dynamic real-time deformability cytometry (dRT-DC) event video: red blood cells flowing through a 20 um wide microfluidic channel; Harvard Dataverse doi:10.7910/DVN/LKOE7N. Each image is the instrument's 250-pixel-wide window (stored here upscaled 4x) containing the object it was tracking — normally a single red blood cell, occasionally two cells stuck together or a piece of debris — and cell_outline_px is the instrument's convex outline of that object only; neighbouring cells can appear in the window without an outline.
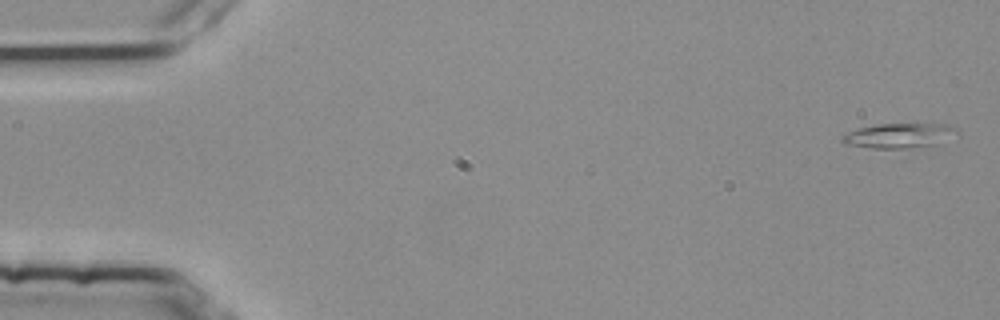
{"species": "common noctule bat (a hibernating species)", "species_latin": "Nyctalus noctula", "temperature_condition": "room temperature", "stored_images_in_passage": 4, "camera_frame_rate_fps": 3000, "um_per_image_px": 0.085, "animal": {"sex": "female", "body_mass_g": 25.1}, "frame": {"image": 1, "passage_image": 1, "time_ms": 0.0, "image_size_px": [1000, 320], "cell_outline_px": [[960, 132], [932, 144], [904, 148], [872, 148], [844, 144], [840, 140], [840, 136], [848, 132], [860, 128], [876, 124], [916, 120], [944, 124], [956, 128]], "centroid_in_image_um": [76.39, 11.45], "position_along_channel_um": 8.6, "area_um2": 17.11}}
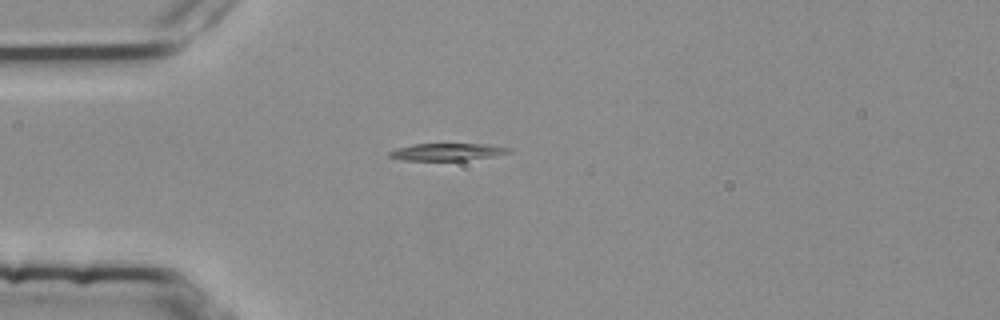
{"frame": {"image": 2, "passage_image": 4, "time_ms": 1.0, "image_size_px": [1000, 320], "cell_outline_px": [[516, 148], [512, 152], [464, 160], [404, 160], [388, 156], [388, 152], [396, 148], [412, 144], [488, 144]], "centroid_in_image_um": [38.03, 12.89], "position_along_channel_um": 47.0, "area_um2": 11.91}}